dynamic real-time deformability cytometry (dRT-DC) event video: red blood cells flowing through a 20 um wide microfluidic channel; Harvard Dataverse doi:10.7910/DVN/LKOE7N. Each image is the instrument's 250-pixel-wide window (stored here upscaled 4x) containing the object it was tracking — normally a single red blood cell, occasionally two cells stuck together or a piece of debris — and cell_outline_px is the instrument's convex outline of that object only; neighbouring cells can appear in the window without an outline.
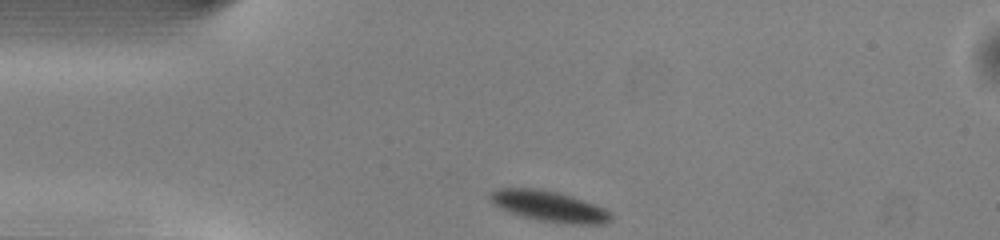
{"species": "common noctule bat (a hibernating species)", "species_latin": "Nyctalus noctula", "temperature_condition": "warm", "stored_images_in_passage": 41, "camera_frame_rate_fps": 3000, "um_per_image_px": 0.085, "animal": {"sex": "male", "body_mass_g": 13.0, "forearm_length_mm": 53.1}, "frame": {"image": 1, "passage_image": 1, "time_ms": 0.0, "image_size_px": [1000, 240], "cell_outline_px": [[612, 220], [604, 224], [568, 224], [536, 220], [508, 212], [492, 204], [488, 196], [496, 188], [540, 188], [560, 192], [584, 200], [604, 208], [612, 216]], "centroid_in_image_um": [46.65, 17.53], "position_along_channel_um": 38.4, "area_um2": 21.91}}
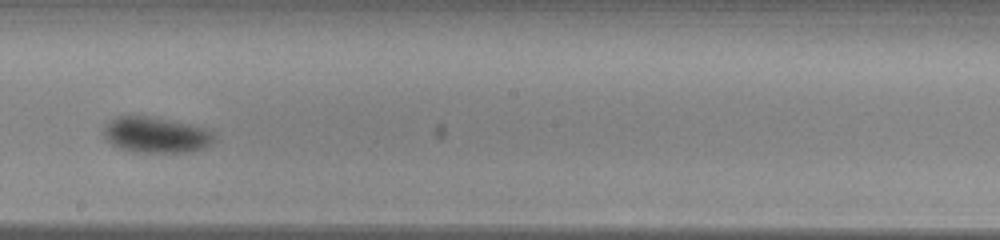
{"frame": {"image": 2, "passage_image": 18, "time_ms": 5.667, "image_size_px": [1000, 240], "cell_outline_px": [[216, 140], [212, 144], [204, 148], [192, 152], [128, 152], [112, 144], [100, 132], [108, 120], [116, 116], [152, 116], [192, 124], [208, 128], [216, 132]], "centroid_in_image_um": [13.3, 11.46], "position_along_channel_um": 234.9, "area_um2": 23.87}}
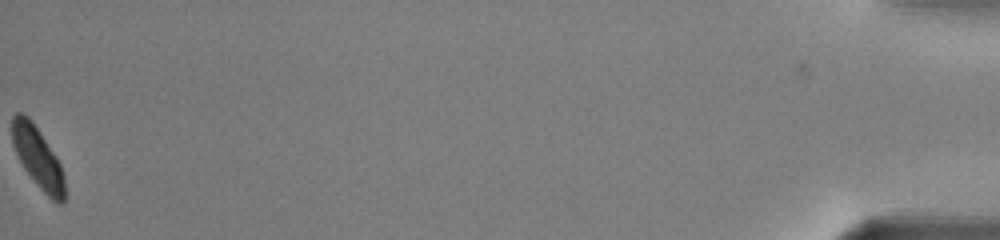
{"frame": {"image": 3, "passage_image": 41, "time_ms": 13.333, "image_size_px": [1000, 240], "cell_outline_px": [[64, 204], [56, 204], [36, 184], [24, 168], [12, 144], [12, 116], [16, 112], [20, 112], [28, 116], [32, 120], [56, 156], [60, 164], [64, 176]], "centroid_in_image_um": [3.21, 13.39], "position_along_channel_um": 432.0, "area_um2": 18.61}, "authors_computed_cell_mechanics": {"area_um2": 22.831, "velocity_mm_per_s": 3.9853, "shape_relaxation_time_tau1_ms": 2.4868, "shape_relaxation_time_tau2_ms": null, "deformation_change_tau1": 0.0761, "deformation_change_tau2": null}}